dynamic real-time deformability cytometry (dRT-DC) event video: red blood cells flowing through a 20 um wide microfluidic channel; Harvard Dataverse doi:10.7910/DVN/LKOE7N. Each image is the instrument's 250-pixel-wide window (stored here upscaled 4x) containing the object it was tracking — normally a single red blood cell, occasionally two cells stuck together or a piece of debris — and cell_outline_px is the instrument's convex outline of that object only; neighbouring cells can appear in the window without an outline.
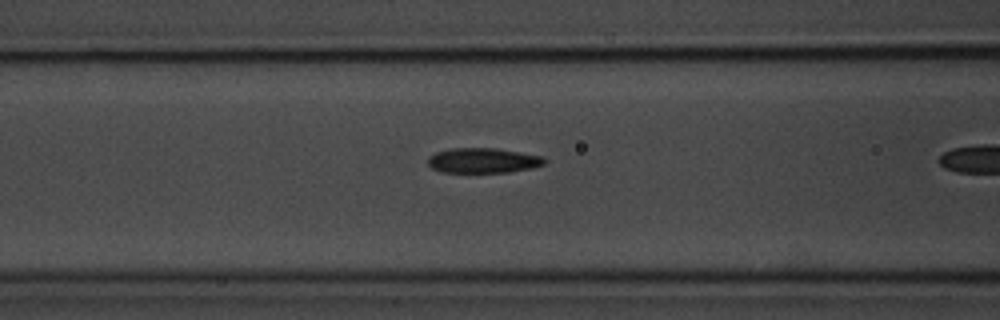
{"species": "common noctule bat (a hibernating species)", "species_latin": "Nyctalus noctula", "temperature_condition": "room temperature", "stored_images_in_passage": 16, "camera_frame_rate_fps": 3000, "um_per_image_px": 0.085, "animal": {"sex": "male", "body_mass_g": 20.1, "forearm_length_mm": 53.5}, "frame": {"image": 1, "passage_image": 14, "time_ms": 4.333, "image_size_px": [1000, 320], "cell_outline_px": [[544, 164], [532, 168], [508, 172], [440, 172], [432, 168], [428, 164], [428, 156], [436, 152], [448, 148], [496, 148], [520, 152], [540, 156], [544, 160]], "centroid_in_image_um": [41.0, 13.64], "position_along_channel_um": 125.6, "area_um2": 16.94}}